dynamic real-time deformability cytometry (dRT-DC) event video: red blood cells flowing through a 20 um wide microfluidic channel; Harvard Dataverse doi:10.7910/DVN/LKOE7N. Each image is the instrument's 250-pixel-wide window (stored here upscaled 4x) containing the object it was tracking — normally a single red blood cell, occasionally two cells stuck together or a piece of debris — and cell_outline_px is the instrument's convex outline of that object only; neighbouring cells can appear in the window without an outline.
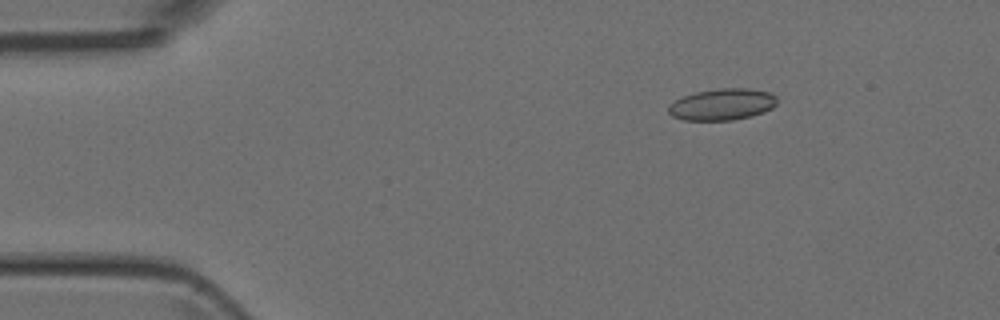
{"species": "Egyptian fruit bat (a non-hibernating species)", "species_latin": "Rousettus aegyptiacus", "temperature_condition": "room temperature", "stored_images_in_passage": 3, "camera_frame_rate_fps": 3000, "um_per_image_px": 0.085, "animal": {"sex": "female"}, "frame": {"image": 1, "passage_image": 1, "time_ms": 0.0, "image_size_px": [1000, 320], "cell_outline_px": [[776, 104], [772, 108], [764, 112], [752, 116], [732, 120], [684, 120], [672, 116], [668, 112], [668, 104], [684, 96], [696, 92], [720, 88], [748, 88], [772, 92], [776, 96]], "centroid_in_image_um": [61.4, 8.87], "position_along_channel_um": 23.6, "area_um2": 20.06}}